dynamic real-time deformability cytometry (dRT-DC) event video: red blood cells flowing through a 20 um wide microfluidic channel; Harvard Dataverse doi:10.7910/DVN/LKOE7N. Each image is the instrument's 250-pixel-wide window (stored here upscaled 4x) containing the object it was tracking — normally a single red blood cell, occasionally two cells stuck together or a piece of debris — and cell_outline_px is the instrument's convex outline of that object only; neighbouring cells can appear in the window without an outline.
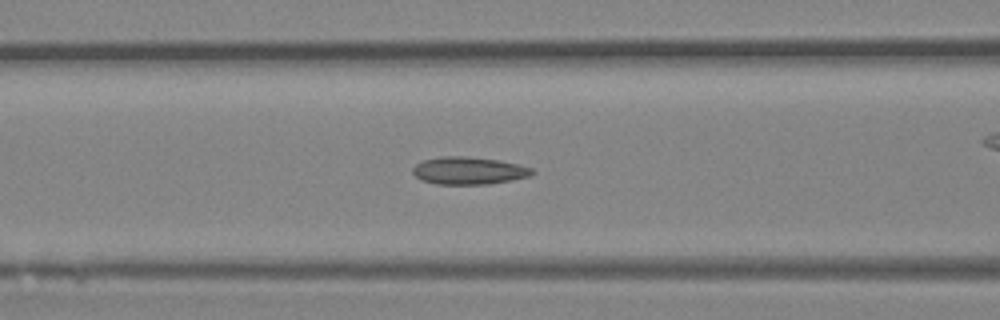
{"species": "Egyptian fruit bat (a non-hibernating species)", "species_latin": "Rousettus aegyptiacus", "temperature_condition": "room temperature", "stored_images_in_passage": 47, "camera_frame_rate_fps": 3000, "um_per_image_px": 0.085, "animal": {"sex": "female"}, "frame": {"image": 1, "passage_image": 19, "time_ms": 6.0, "image_size_px": [1000, 320], "cell_outline_px": [[536, 172], [532, 176], [512, 180], [488, 184], [436, 184], [420, 180], [412, 172], [412, 168], [416, 164], [424, 160], [440, 156], [464, 156], [500, 160], [520, 164], [532, 168]], "centroid_in_image_um": [39.87, 14.5], "position_along_channel_um": 126.7, "area_um2": 19.36}}
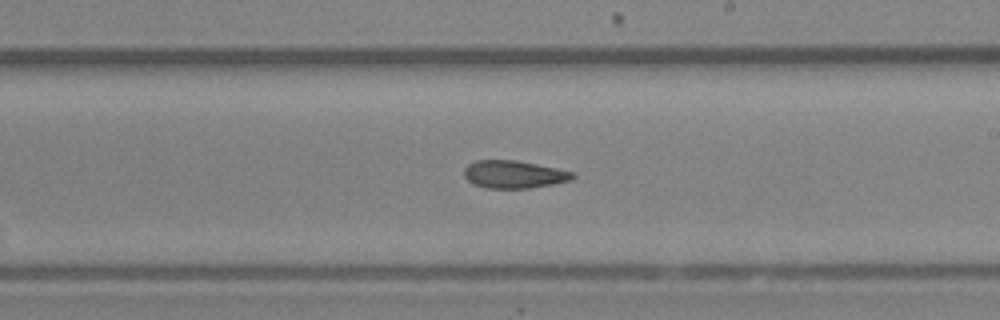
{"frame": {"image": 2, "passage_image": 27, "time_ms": 8.667, "image_size_px": [1000, 320], "cell_outline_px": [[576, 176], [572, 180], [552, 184], [528, 188], [488, 188], [472, 184], [464, 176], [464, 168], [468, 164], [476, 160], [516, 160], [576, 172]], "centroid_in_image_um": [43.69, 14.82], "position_along_channel_um": 245.3, "area_um2": 17.57}}
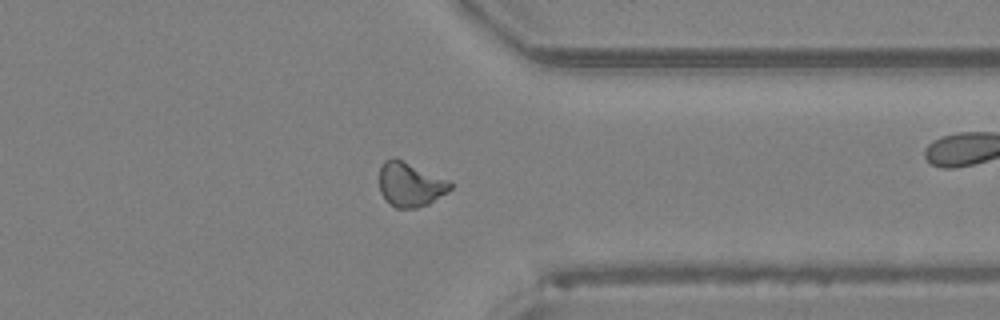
{"frame": {"image": 3, "passage_image": 36, "time_ms": 11.667, "image_size_px": [1000, 320], "cell_outline_px": [[452, 188], [448, 192], [428, 204], [416, 208], [396, 208], [380, 192], [380, 168], [384, 160], [400, 160], [448, 180], [452, 184]], "centroid_in_image_um": [34.89, 15.71], "position_along_channel_um": 376.5, "area_um2": 17.69}}